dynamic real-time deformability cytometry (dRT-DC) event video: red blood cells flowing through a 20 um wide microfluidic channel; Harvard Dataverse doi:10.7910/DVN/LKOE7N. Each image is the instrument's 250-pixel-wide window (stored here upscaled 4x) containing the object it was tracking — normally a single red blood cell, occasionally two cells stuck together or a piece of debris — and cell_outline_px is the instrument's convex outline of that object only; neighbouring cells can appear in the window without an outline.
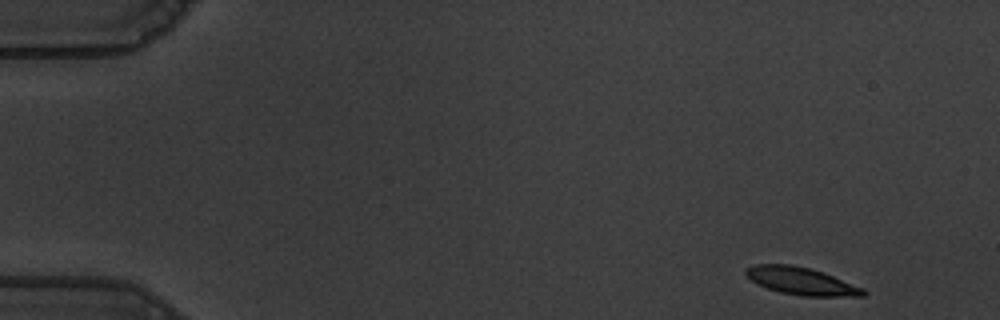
{"species": "common noctule bat (a hibernating species)", "species_latin": "Nyctalus noctula", "temperature_condition": "warm", "stored_images_in_passage": 53, "camera_frame_rate_fps": 3000, "um_per_image_px": 0.085, "animal": {"sex": "male", "body_mass_g": 19.5, "forearm_length_mm": 54.6}, "frame": {"image": 1, "passage_image": 1, "time_ms": 0.0, "image_size_px": [1000, 320], "cell_outline_px": [[868, 292], [864, 296], [804, 296], [780, 292], [756, 284], [744, 272], [744, 268], [756, 264], [792, 264], [808, 268], [832, 276], [864, 288]], "centroid_in_image_um": [68.09, 23.89], "position_along_channel_um": 16.9, "area_um2": 18.61}}
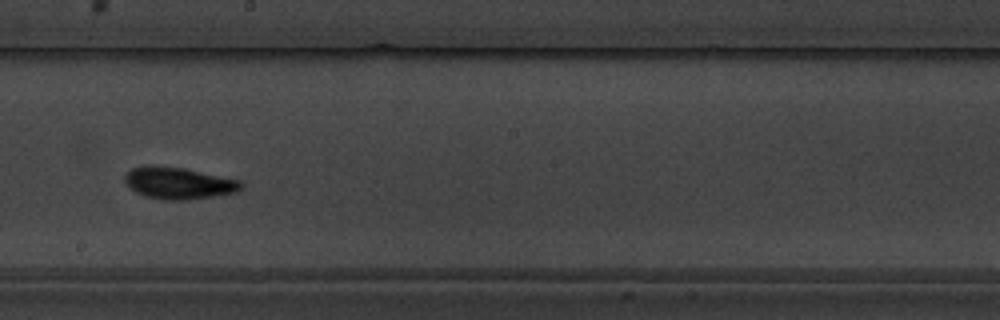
{"frame": {"image": 2, "passage_image": 29, "time_ms": 9.333, "image_size_px": [1000, 320], "cell_outline_px": [[244, 184], [236, 192], [216, 196], [184, 200], [164, 200], [148, 196], [136, 192], [124, 180], [124, 176], [132, 168], [148, 164], [152, 164], [184, 168], [240, 180]], "centroid_in_image_um": [15.19, 15.55], "position_along_channel_um": 233.0, "area_um2": 21.5}}
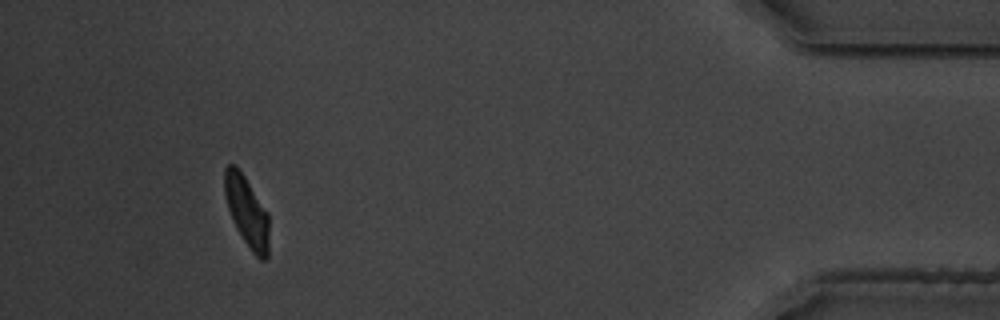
{"frame": {"image": 3, "passage_image": 49, "time_ms": 16.0, "image_size_px": [1000, 320], "cell_outline_px": [[268, 256], [264, 260], [260, 260], [252, 252], [236, 228], [228, 208], [224, 196], [224, 168], [228, 164], [236, 164], [268, 212]], "centroid_in_image_um": [20.97, 17.95], "position_along_channel_um": 414.2, "area_um2": 18.21}, "authors_computed_cell_mechanics": {"area_um2": 19.1896, "velocity_mm_per_s": 3.5874, "shape_relaxation_time_tau1_ms": 4.4169, "shape_relaxation_time_tau2_ms": 2.7324, "deformation_change_tau1": 0.1663, "deformation_change_tau2": 0.0844}}